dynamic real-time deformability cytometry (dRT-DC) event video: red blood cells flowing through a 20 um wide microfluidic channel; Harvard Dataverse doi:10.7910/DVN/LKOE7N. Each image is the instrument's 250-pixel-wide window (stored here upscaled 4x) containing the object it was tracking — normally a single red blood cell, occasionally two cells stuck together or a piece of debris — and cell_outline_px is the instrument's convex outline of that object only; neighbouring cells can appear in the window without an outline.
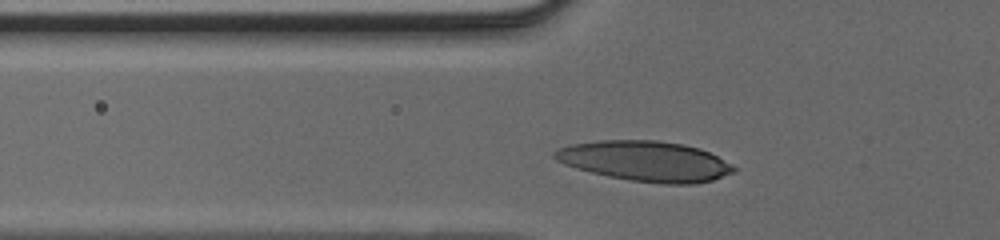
{"species": "human", "species_latin": "Homo sapiens", "temperature_condition": "cold", "stored_images_in_passage": 28, "camera_frame_rate_fps": 3000, "um_per_image_px": 0.085, "donor": {"sex": "male"}, "frame": {"image": 1, "passage_image": 5, "time_ms": 1.333, "image_size_px": [1000, 240], "cell_outline_px": [[736, 172], [712, 180], [692, 184], [664, 184], [632, 180], [608, 176], [576, 168], [564, 164], [556, 160], [552, 156], [552, 152], [556, 148], [568, 144], [600, 140], [656, 140], [684, 144], [700, 148], [716, 156], [736, 168]], "centroid_in_image_um": [54.81, 13.68], "position_along_channel_um": 71.0, "area_um2": 42.02}}
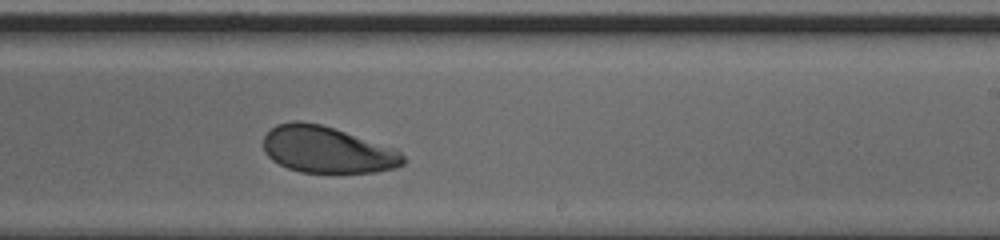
{"frame": {"image": 2, "passage_image": 18, "time_ms": 5.667, "image_size_px": [1000, 240], "cell_outline_px": [[404, 164], [396, 168], [376, 172], [300, 172], [288, 168], [272, 160], [264, 152], [264, 136], [276, 124], [292, 120], [300, 120], [320, 124], [396, 148], [404, 156]], "centroid_in_image_um": [27.8, 12.72], "position_along_channel_um": 261.2, "area_um2": 37.92}}
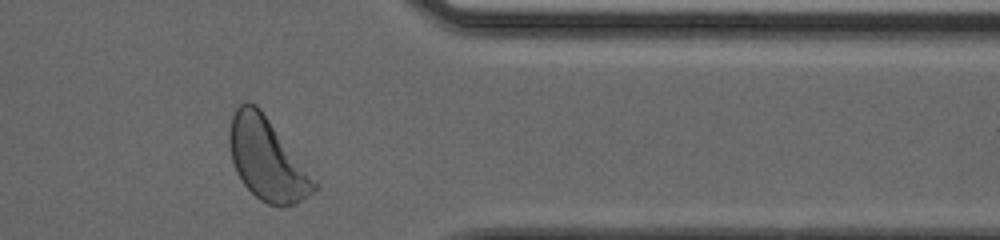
{"frame": {"image": 3, "passage_image": 27, "time_ms": 8.667, "image_size_px": [1000, 240], "cell_outline_px": [[320, 188], [300, 200], [292, 204], [280, 208], [268, 204], [260, 200], [244, 184], [236, 172], [232, 160], [228, 144], [228, 128], [232, 112], [244, 100], [248, 100], [256, 104], [260, 108], [320, 184]], "centroid_in_image_um": [22.68, 13.5], "position_along_channel_um": 388.7, "area_um2": 40.98}}